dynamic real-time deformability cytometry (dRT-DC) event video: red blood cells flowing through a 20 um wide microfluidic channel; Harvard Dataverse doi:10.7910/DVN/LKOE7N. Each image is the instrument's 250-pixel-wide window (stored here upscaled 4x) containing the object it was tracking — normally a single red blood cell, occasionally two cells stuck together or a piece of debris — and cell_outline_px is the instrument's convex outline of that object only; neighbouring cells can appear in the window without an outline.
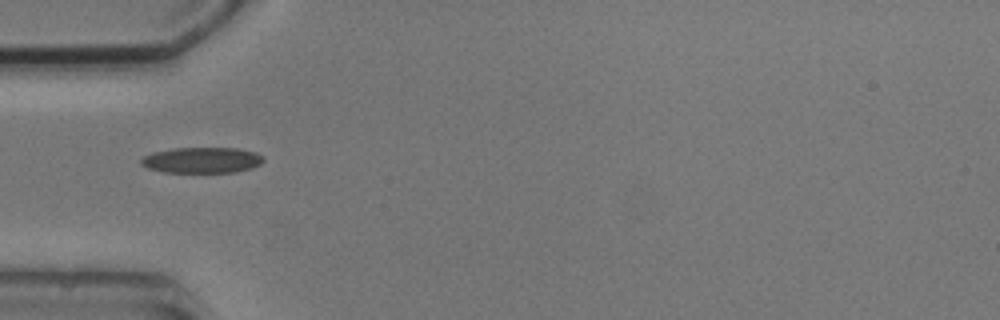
{"species": "common noctule bat (a hibernating species)", "species_latin": "Nyctalus noctula", "temperature_condition": "cold", "stored_images_in_passage": 1, "camera_frame_rate_fps": 3000, "um_per_image_px": 0.085, "animal": {"sex": "male", "body_mass_g": 20.5, "forearm_length_mm": 52.5}, "frame": {"image": 1, "passage_image": 1, "time_ms": 0.0, "image_size_px": [1000, 320], "cell_outline_px": [[264, 160], [260, 164], [252, 168], [236, 172], [164, 172], [148, 168], [140, 164], [140, 160], [144, 156], [152, 152], [176, 148], [236, 148], [256, 152], [264, 156]], "centroid_in_image_um": [17.18, 13.61], "position_along_channel_um": 67.8, "area_um2": 18.44}}